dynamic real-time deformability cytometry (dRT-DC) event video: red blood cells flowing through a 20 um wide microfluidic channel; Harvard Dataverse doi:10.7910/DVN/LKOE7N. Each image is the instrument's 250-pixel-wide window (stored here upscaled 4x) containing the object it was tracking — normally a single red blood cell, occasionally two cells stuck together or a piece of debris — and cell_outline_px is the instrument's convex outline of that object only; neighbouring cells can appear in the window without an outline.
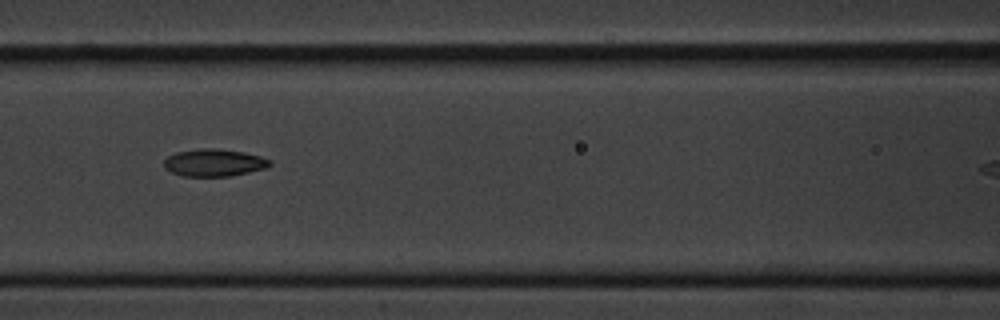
{"species": "common noctule bat (a hibernating species)", "species_latin": "Nyctalus noctula", "temperature_condition": "cold", "stored_images_in_passage": 9, "camera_frame_rate_fps": 3000, "um_per_image_px": 0.085, "animal": {"sex": "male", "body_mass_g": 20.1, "forearm_length_mm": 53.5}, "frame": {"image": 1, "passage_image": 3, "time_ms": 2.333, "image_size_px": [1000, 320], "cell_outline_px": [[272, 164], [268, 168], [228, 176], [180, 176], [164, 168], [164, 160], [168, 156], [176, 152], [200, 148], [216, 148], [244, 152], [260, 156], [272, 160]], "centroid_in_image_um": [18.21, 13.82], "position_along_channel_um": 148.4, "area_um2": 16.99}}
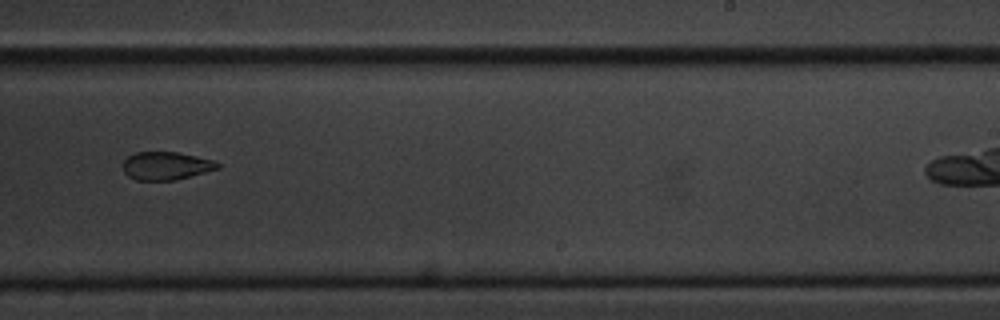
{"frame": {"image": 2, "passage_image": 6, "time_ms": 6.0, "image_size_px": [1000, 320], "cell_outline_px": [[220, 168], [172, 180], [136, 180], [128, 176], [124, 172], [124, 160], [128, 156], [136, 152], [176, 152], [196, 156], [212, 160], [220, 164]], "centroid_in_image_um": [14.09, 14.09], "position_along_channel_um": 274.9, "area_um2": 15.2}}
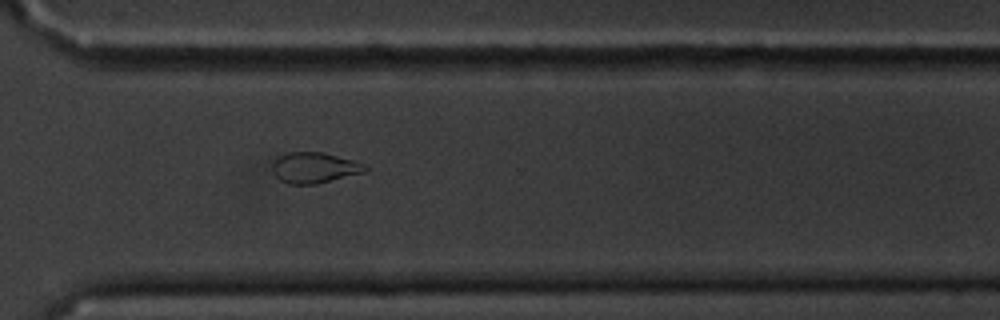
{"frame": {"image": 3, "passage_image": 8, "time_ms": 8.0, "image_size_px": [1000, 320], "cell_outline_px": [[368, 168], [364, 172], [316, 184], [288, 184], [280, 180], [272, 172], [272, 164], [280, 156], [288, 152], [324, 152], [368, 164]], "centroid_in_image_um": [26.74, 14.25], "position_along_channel_um": 343.9, "area_um2": 16.65}}